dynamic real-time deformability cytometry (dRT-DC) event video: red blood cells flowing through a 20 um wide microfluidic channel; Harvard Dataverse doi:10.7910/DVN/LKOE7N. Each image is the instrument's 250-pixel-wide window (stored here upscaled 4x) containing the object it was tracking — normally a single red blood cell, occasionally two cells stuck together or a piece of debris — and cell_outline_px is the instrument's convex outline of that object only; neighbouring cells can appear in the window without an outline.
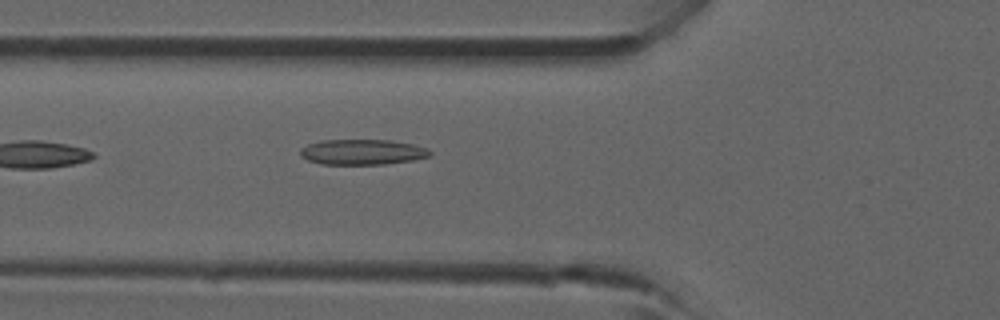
{"species": "common noctule bat (a hibernating species)", "species_latin": "Nyctalus noctula", "temperature_condition": "room temperature", "stored_images_in_passage": 4, "camera_frame_rate_fps": 3000, "um_per_image_px": 0.085, "animal": {"sex": "male", "forearm_length_mm": 52.5}, "frame": {"image": 1, "passage_image": 4, "time_ms": 3.667, "image_size_px": [1000, 320], "cell_outline_px": [[432, 152], [428, 156], [412, 160], [384, 164], [320, 164], [308, 160], [300, 156], [300, 148], [308, 144], [320, 140], [392, 140], [412, 144], [428, 148]], "centroid_in_image_um": [30.77, 12.91], "position_along_channel_um": 95.0, "area_um2": 19.19}}